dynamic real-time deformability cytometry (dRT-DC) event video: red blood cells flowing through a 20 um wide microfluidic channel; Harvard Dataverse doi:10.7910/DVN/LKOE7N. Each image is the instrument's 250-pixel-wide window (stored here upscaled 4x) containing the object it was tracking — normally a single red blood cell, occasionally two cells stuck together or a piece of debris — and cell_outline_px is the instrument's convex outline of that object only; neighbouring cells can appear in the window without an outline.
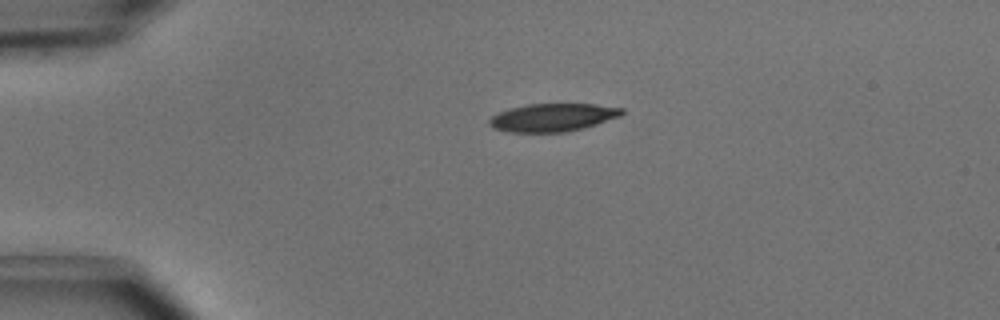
{"species": "common noctule bat (a hibernating species)", "species_latin": "Nyctalus noctula", "temperature_condition": "cold", "stored_images_in_passage": 2, "camera_frame_rate_fps": 3000, "um_per_image_px": 0.085, "animal": {"sex": "male", "body_mass_g": 15.6}, "frame": {"image": 1, "passage_image": 2, "time_ms": 0.333, "image_size_px": [1000, 320], "cell_outline_px": [[624, 112], [620, 116], [584, 128], [564, 132], [508, 132], [492, 128], [488, 124], [488, 120], [492, 116], [508, 108], [528, 104], [596, 104], [624, 108]], "centroid_in_image_um": [46.96, 9.98], "position_along_channel_um": 38.0, "area_um2": 21.68}}